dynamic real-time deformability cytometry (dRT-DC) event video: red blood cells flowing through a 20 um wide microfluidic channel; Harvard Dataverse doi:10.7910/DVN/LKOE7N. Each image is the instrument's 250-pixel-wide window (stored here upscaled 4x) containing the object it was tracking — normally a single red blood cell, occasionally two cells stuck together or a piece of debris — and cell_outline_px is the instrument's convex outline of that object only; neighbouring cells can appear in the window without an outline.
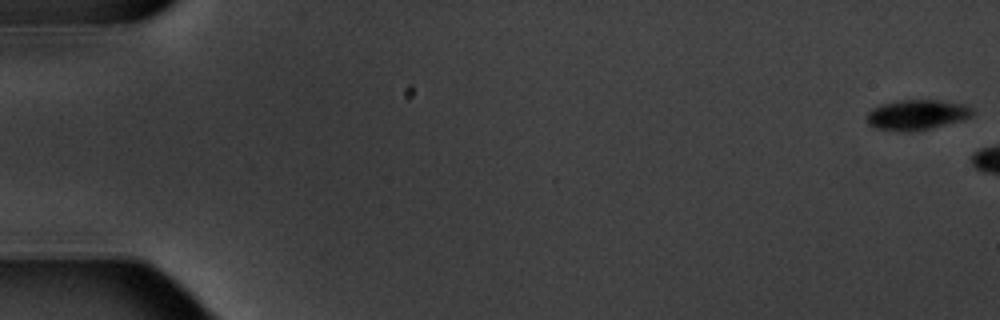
{"species": "common noctule bat (a hibernating species)", "species_latin": "Nyctalus noctula", "temperature_condition": "warm", "stored_images_in_passage": 3, "camera_frame_rate_fps": 3000, "um_per_image_px": 0.085, "animal": {"sex": "male", "body_mass_g": 20.1, "forearm_length_mm": 53.5}, "frame": {"image": 1, "passage_image": 1, "time_ms": 0.0, "image_size_px": [1000, 320], "cell_outline_px": [[972, 116], [960, 120], [932, 128], [912, 132], [900, 132], [872, 128], [868, 124], [868, 112], [872, 108], [880, 104], [900, 100], [936, 100], [964, 104], [972, 108]], "centroid_in_image_um": [77.88, 9.77], "position_along_channel_um": 7.1, "area_um2": 18.67}}